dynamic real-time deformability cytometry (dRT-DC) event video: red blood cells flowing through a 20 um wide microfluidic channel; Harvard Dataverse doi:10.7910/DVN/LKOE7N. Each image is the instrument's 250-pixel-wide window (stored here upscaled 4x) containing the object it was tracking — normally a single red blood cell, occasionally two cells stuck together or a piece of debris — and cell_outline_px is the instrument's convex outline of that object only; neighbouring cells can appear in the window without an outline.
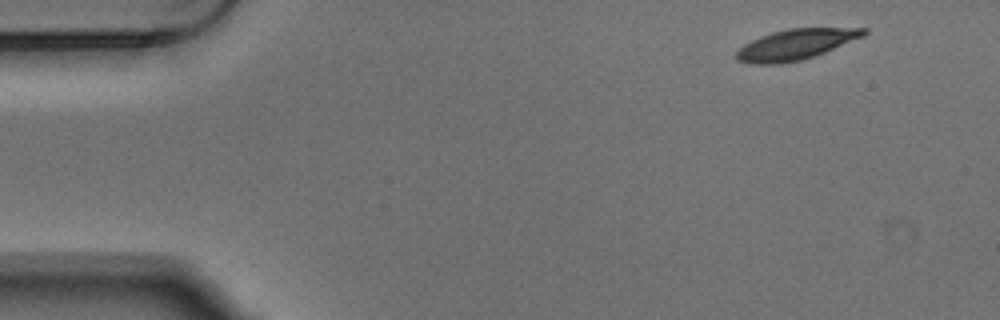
{"species": "Egyptian fruit bat (a non-hibernating species)", "species_latin": "Rousettus aegyptiacus", "temperature_condition": "warm", "stored_images_in_passage": 5, "segment_of_instrument_passage": [2, 2], "camera_frame_rate_fps": 3000, "um_per_image_px": 0.085, "animal": {"sex": "male"}, "frame": {"image": 1, "passage_image": 5, "time_ms": 1.333, "image_size_px": [1000, 320], "cell_outline_px": [[868, 32], [864, 36], [824, 52], [800, 60], [780, 64], [752, 64], [736, 60], [736, 52], [744, 44], [760, 36], [772, 32], [788, 28], [868, 28]], "centroid_in_image_um": [67.62, 3.77], "position_along_channel_um": 17.4, "area_um2": 22.48}}